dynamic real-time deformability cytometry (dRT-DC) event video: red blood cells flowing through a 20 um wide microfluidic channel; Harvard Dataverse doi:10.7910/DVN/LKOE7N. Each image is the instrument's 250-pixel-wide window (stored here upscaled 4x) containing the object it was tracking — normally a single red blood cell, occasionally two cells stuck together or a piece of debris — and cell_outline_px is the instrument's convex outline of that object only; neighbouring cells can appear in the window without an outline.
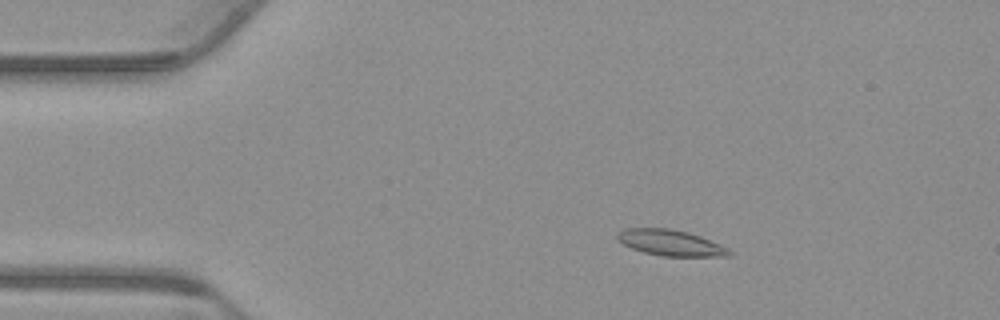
{"species": "common noctule bat (a hibernating species)", "species_latin": "Nyctalus noctula", "temperature_condition": "warm", "stored_images_in_passage": 55, "camera_frame_rate_fps": 3000, "um_per_image_px": 0.085, "animal": {"sex": "male", "body_mass_g": 23.1, "forearm_length_mm": 52.7}, "frame": {"image": 1, "passage_image": 10, "time_ms": 3.0, "image_size_px": [1000, 320], "cell_outline_px": [[732, 256], [660, 256], [644, 252], [632, 248], [616, 240], [616, 232], [624, 228], [672, 228], [688, 232], [700, 236], [720, 244], [728, 248], [732, 252]], "centroid_in_image_um": [56.98, 20.63], "position_along_channel_um": 28.0, "area_um2": 17.05}}
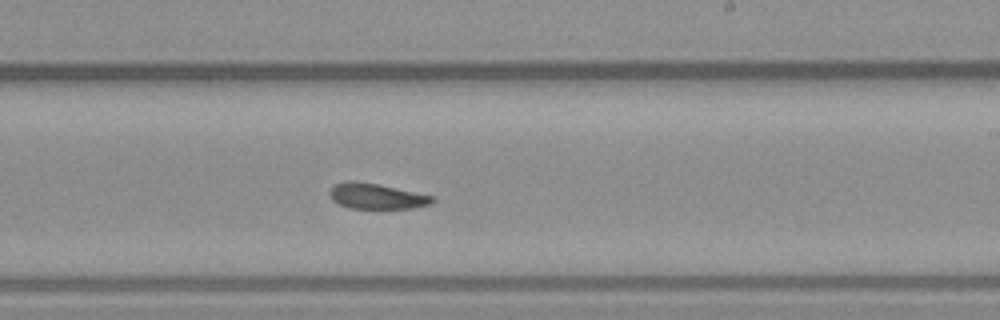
{"frame": {"image": 2, "passage_image": 33, "time_ms": 10.667, "image_size_px": [1000, 320], "cell_outline_px": [[436, 200], [432, 204], [412, 208], [348, 208], [332, 200], [328, 192], [336, 184], [348, 180], [352, 180], [376, 184], [432, 196]], "centroid_in_image_um": [31.98, 16.68], "position_along_channel_um": 257.0, "area_um2": 15.03}}
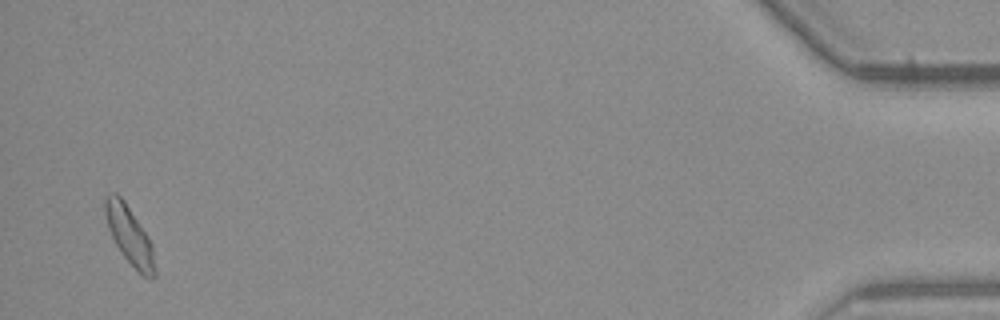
{"frame": {"image": 3, "passage_image": 54, "time_ms": 17.667, "image_size_px": [1000, 320], "cell_outline_px": [[156, 276], [144, 276], [124, 256], [116, 244], [108, 228], [104, 208], [104, 196], [108, 192], [116, 192], [124, 200], [148, 236], [152, 244], [156, 272]], "centroid_in_image_um": [10.98, 19.93], "position_along_channel_um": 424.2, "area_um2": 16.53}, "authors_computed_cell_mechanics": {"area_um2": 16.3574, "velocity_mm_per_s": 3.7272, "shape_relaxation_time_tau1_ms": 8.4278, "shape_relaxation_time_tau2_ms": 3.2304, "deformation_change_tau1": 0.1506, "deformation_change_tau2": 0.0948}}